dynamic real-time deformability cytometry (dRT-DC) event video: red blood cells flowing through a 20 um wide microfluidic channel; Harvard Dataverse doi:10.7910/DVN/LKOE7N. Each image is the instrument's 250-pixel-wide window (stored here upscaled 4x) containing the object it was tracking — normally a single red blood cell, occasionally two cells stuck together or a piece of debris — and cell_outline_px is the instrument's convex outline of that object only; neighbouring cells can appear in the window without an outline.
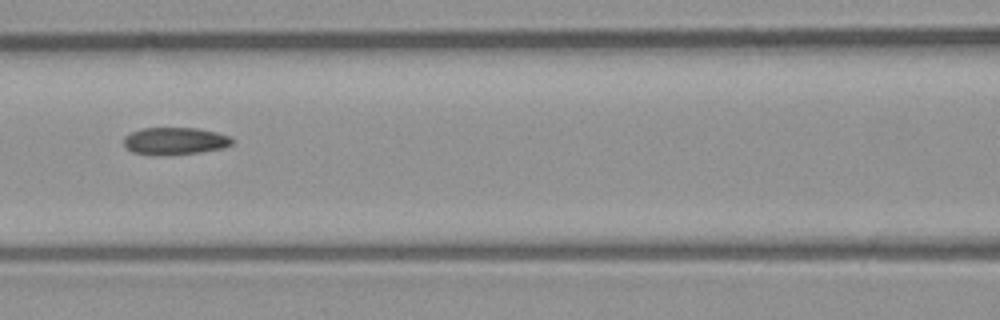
{"species": "common noctule bat (a hibernating species)", "species_latin": "Nyctalus noctula", "temperature_condition": "room temperature", "stored_images_in_passage": 6, "camera_frame_rate_fps": 3000, "um_per_image_px": 0.085, "animal": {"sex": "male", "body_mass_g": 23.1, "forearm_length_mm": 52.7}, "frame": {"image": 1, "passage_image": 5, "time_ms": 1.333, "image_size_px": [1000, 320], "cell_outline_px": [[236, 140], [232, 144], [224, 148], [200, 152], [160, 156], [132, 152], [124, 144], [124, 136], [140, 128], [200, 128], [232, 136]], "centroid_in_image_um": [14.92, 11.98], "position_along_channel_um": 151.7, "area_um2": 17.51}}
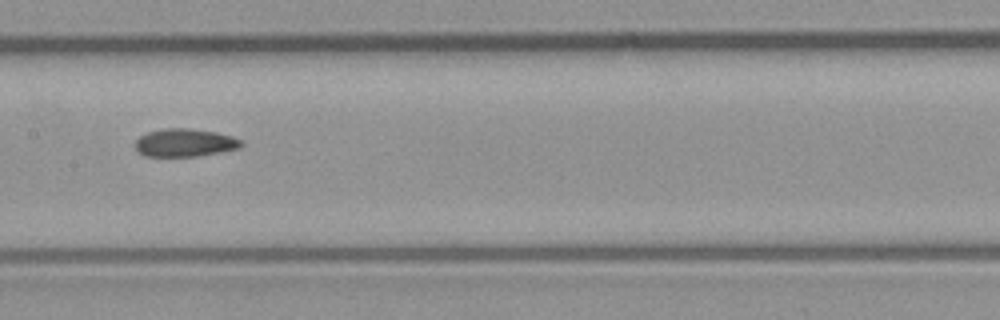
{"frame": {"image": 2, "passage_image": 6, "time_ms": 1.667, "image_size_px": [1000, 320], "cell_outline_px": [[244, 144], [240, 148], [220, 152], [196, 156], [144, 156], [136, 148], [136, 140], [140, 136], [148, 132], [164, 128], [188, 128], [216, 132], [232, 136], [240, 140]], "centroid_in_image_um": [15.73, 12.12], "position_along_channel_um": 191.7, "area_um2": 17.17}}